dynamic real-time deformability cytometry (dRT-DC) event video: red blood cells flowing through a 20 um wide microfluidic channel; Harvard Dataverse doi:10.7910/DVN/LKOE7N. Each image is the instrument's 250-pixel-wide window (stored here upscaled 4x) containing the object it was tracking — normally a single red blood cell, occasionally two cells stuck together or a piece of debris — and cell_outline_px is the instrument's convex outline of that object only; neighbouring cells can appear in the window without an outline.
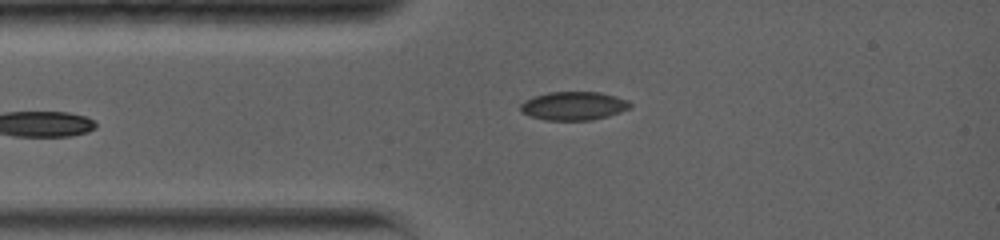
{"species": "common noctule bat (a hibernating species)", "species_latin": "Nyctalus noctula", "temperature_condition": "warm", "stored_images_in_passage": 45, "camera_frame_rate_fps": 5000, "um_per_image_px": 0.085, "animal": {"sex": "female", "body_mass_g": 19.0, "forearm_length_mm": 56.7}, "frame": {"image": 1, "passage_image": 3, "time_ms": 0.4, "image_size_px": [1000, 240], "cell_outline_px": [[632, 108], [608, 116], [592, 120], [544, 120], [520, 112], [520, 104], [524, 100], [532, 96], [548, 92], [600, 92], [616, 96], [628, 100], [632, 104]], "centroid_in_image_um": [48.76, 8.99], "position_along_channel_um": 36.2, "area_um2": 18.44}}
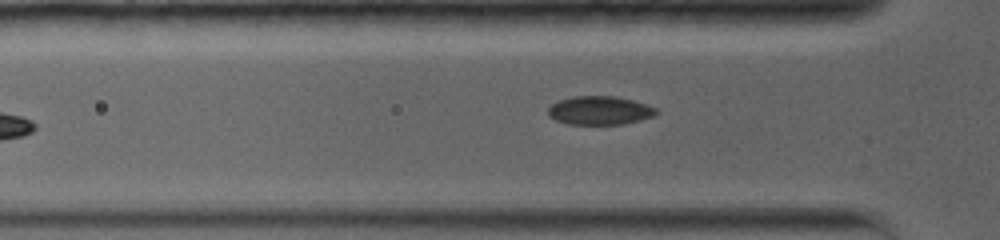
{"frame": {"image": 2, "passage_image": 8, "time_ms": 1.6, "image_size_px": [1000, 240], "cell_outline_px": [[660, 112], [652, 116], [640, 120], [624, 124], [568, 124], [556, 120], [548, 116], [548, 108], [552, 104], [560, 100], [572, 96], [616, 96], [632, 100], [656, 108]], "centroid_in_image_um": [50.96, 9.39], "position_along_channel_um": 74.8, "area_um2": 17.98}, "authors_computed_cell_mechanics": {"area_um2": 17.8602, "velocity_mm_per_s": 3.802, "shape_relaxation_time_tau1_ms": 6.5441, "shape_relaxation_time_tau2_ms": null, "deformation_change_tau1": 0.1036, "deformation_change_tau2": null}}